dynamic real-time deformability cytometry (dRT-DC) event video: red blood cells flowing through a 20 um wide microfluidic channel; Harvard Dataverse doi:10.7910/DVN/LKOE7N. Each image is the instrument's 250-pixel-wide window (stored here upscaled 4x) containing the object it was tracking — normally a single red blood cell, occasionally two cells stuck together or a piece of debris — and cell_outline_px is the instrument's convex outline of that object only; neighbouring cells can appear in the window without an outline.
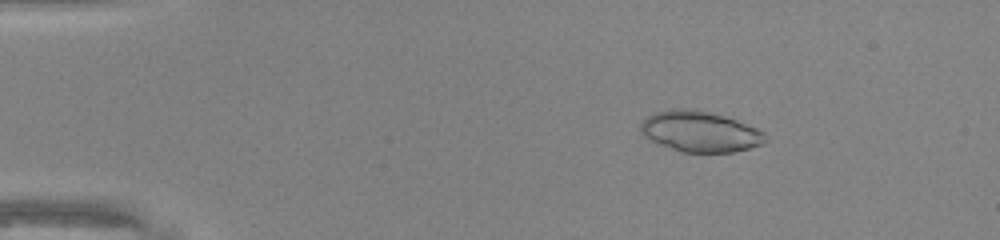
{"species": "common noctule bat (a hibernating species)", "species_latin": "Nyctalus noctula", "temperature_condition": "warm", "stored_images_in_passage": 48, "camera_frame_rate_fps": 3000, "um_per_image_px": 0.085, "animal": {"sex": "male", "body_mass_g": 20.0, "forearm_length_mm": 53.3}, "frame": {"image": 1, "passage_image": 8, "time_ms": 2.333, "image_size_px": [1000, 240], "cell_outline_px": [[768, 140], [760, 144], [748, 148], [732, 152], [680, 152], [656, 144], [644, 136], [640, 132], [640, 124], [648, 116], [656, 112], [672, 108], [696, 108], [712, 112], [736, 120], [756, 128], [764, 132], [768, 136]], "centroid_in_image_um": [59.47, 11.17], "position_along_channel_um": 25.5, "area_um2": 29.88}}